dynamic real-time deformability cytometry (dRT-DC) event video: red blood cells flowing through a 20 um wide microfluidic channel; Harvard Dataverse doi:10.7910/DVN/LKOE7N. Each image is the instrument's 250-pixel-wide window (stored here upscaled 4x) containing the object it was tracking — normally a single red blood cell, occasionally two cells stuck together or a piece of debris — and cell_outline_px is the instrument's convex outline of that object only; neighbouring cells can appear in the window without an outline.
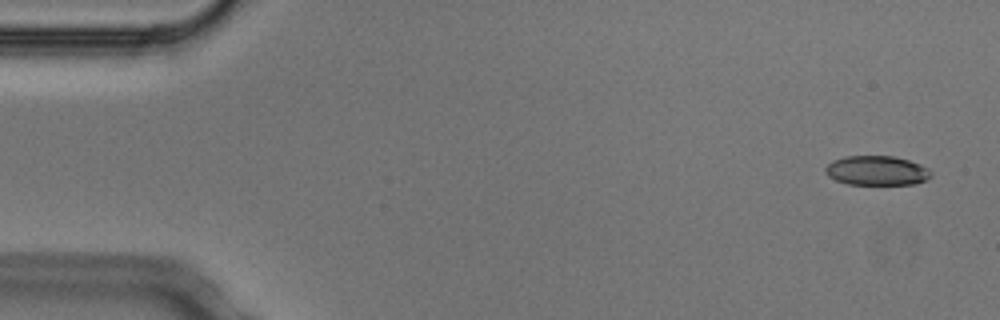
{"species": "Egyptian fruit bat (a non-hibernating species)", "species_latin": "Rousettus aegyptiacus", "temperature_condition": "cold", "stored_images_in_passage": 5, "camera_frame_rate_fps": 3000, "um_per_image_px": 0.085, "animal": {"sex": "male"}, "frame": {"image": 1, "passage_image": 1, "time_ms": 0.0, "image_size_px": [1000, 320], "cell_outline_px": [[932, 176], [928, 180], [912, 184], [848, 184], [836, 180], [828, 176], [824, 172], [824, 168], [832, 160], [848, 156], [892, 156], [908, 160], [920, 164], [928, 168], [932, 172]], "centroid_in_image_um": [74.53, 14.5], "position_along_channel_um": 10.5, "area_um2": 18.21}}
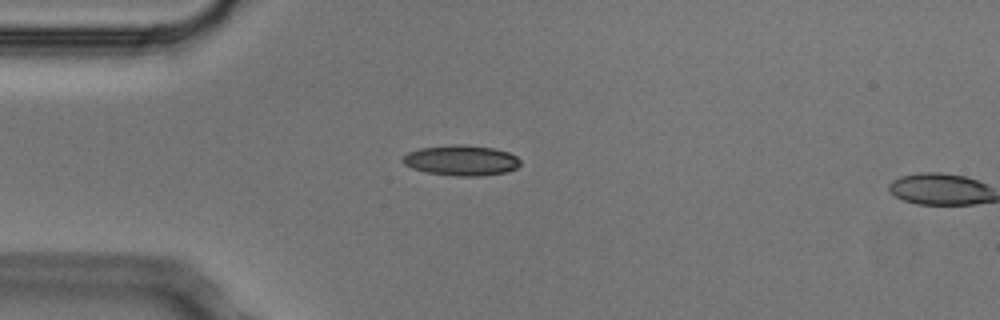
{"frame": {"image": 2, "passage_image": 4, "time_ms": 1.0, "image_size_px": [1000, 320], "cell_outline_px": [[520, 164], [516, 168], [504, 172], [480, 176], [452, 176], [428, 172], [412, 168], [404, 164], [400, 160], [408, 152], [420, 148], [452, 144], [464, 144], [492, 148], [508, 152], [516, 156], [520, 160]], "centroid_in_image_um": [39.18, 13.63], "position_along_channel_um": 45.8, "area_um2": 20.81}}